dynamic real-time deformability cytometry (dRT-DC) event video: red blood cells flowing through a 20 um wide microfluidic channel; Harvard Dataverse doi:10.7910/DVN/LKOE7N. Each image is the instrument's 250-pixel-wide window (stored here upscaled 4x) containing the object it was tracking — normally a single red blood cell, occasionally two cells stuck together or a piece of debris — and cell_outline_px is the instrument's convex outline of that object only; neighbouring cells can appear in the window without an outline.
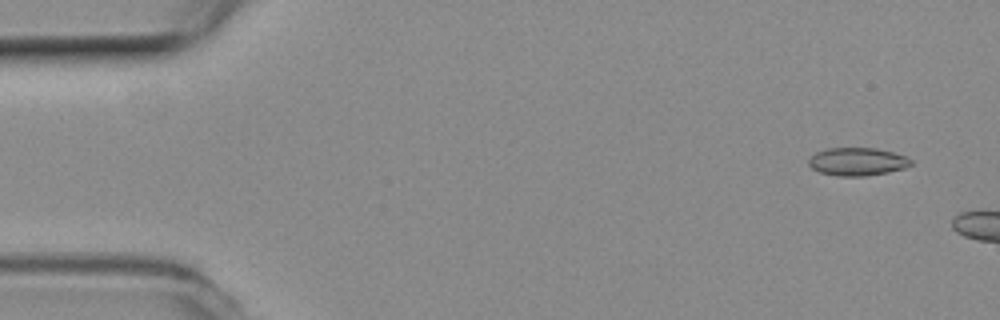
{"species": "common noctule bat (a hibernating species)", "species_latin": "Nyctalus noctula", "temperature_condition": "room temperature", "stored_images_in_passage": 6, "camera_frame_rate_fps": 3000, "um_per_image_px": 0.085, "animal": {"sex": "female", "body_mass_g": 19.3, "forearm_length_mm": 54.1}, "frame": {"image": 1, "passage_image": 3, "time_ms": 0.667, "image_size_px": [1000, 320], "cell_outline_px": [[912, 164], [904, 168], [888, 172], [864, 176], [836, 176], [820, 172], [812, 168], [808, 164], [808, 160], [816, 152], [828, 148], [876, 148], [892, 152], [904, 156], [912, 160]], "centroid_in_image_um": [72.86, 13.74], "position_along_channel_um": 12.1, "area_um2": 16.59}}